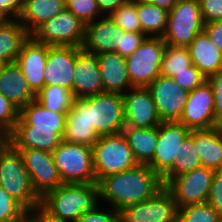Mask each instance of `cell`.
Returning a JSON list of instances; mask_svg holds the SVG:
<instances>
[{
    "label": "cell",
    "mask_w": 222,
    "mask_h": 222,
    "mask_svg": "<svg viewBox=\"0 0 222 222\" xmlns=\"http://www.w3.org/2000/svg\"><path fill=\"white\" fill-rule=\"evenodd\" d=\"M164 187L161 177L148 165L108 175L98 182L99 199L107 201L115 209L144 202Z\"/></svg>",
    "instance_id": "obj_1"
},
{
    "label": "cell",
    "mask_w": 222,
    "mask_h": 222,
    "mask_svg": "<svg viewBox=\"0 0 222 222\" xmlns=\"http://www.w3.org/2000/svg\"><path fill=\"white\" fill-rule=\"evenodd\" d=\"M98 200V183H63L41 198L40 207L53 218L74 222Z\"/></svg>",
    "instance_id": "obj_2"
},
{
    "label": "cell",
    "mask_w": 222,
    "mask_h": 222,
    "mask_svg": "<svg viewBox=\"0 0 222 222\" xmlns=\"http://www.w3.org/2000/svg\"><path fill=\"white\" fill-rule=\"evenodd\" d=\"M0 186L27 211L41 206V197L32 186L22 156L11 144L0 156Z\"/></svg>",
    "instance_id": "obj_3"
},
{
    "label": "cell",
    "mask_w": 222,
    "mask_h": 222,
    "mask_svg": "<svg viewBox=\"0 0 222 222\" xmlns=\"http://www.w3.org/2000/svg\"><path fill=\"white\" fill-rule=\"evenodd\" d=\"M96 183L138 165L123 133L104 135L92 146Z\"/></svg>",
    "instance_id": "obj_4"
},
{
    "label": "cell",
    "mask_w": 222,
    "mask_h": 222,
    "mask_svg": "<svg viewBox=\"0 0 222 222\" xmlns=\"http://www.w3.org/2000/svg\"><path fill=\"white\" fill-rule=\"evenodd\" d=\"M203 29L199 0H177L162 38L167 45L187 47Z\"/></svg>",
    "instance_id": "obj_5"
},
{
    "label": "cell",
    "mask_w": 222,
    "mask_h": 222,
    "mask_svg": "<svg viewBox=\"0 0 222 222\" xmlns=\"http://www.w3.org/2000/svg\"><path fill=\"white\" fill-rule=\"evenodd\" d=\"M52 155L63 183H96L92 147L62 141Z\"/></svg>",
    "instance_id": "obj_6"
},
{
    "label": "cell",
    "mask_w": 222,
    "mask_h": 222,
    "mask_svg": "<svg viewBox=\"0 0 222 222\" xmlns=\"http://www.w3.org/2000/svg\"><path fill=\"white\" fill-rule=\"evenodd\" d=\"M165 47L162 37L147 36L143 43L125 58L132 87H148L161 75Z\"/></svg>",
    "instance_id": "obj_7"
},
{
    "label": "cell",
    "mask_w": 222,
    "mask_h": 222,
    "mask_svg": "<svg viewBox=\"0 0 222 222\" xmlns=\"http://www.w3.org/2000/svg\"><path fill=\"white\" fill-rule=\"evenodd\" d=\"M31 36L50 46L82 47L85 24L66 8L39 26Z\"/></svg>",
    "instance_id": "obj_8"
},
{
    "label": "cell",
    "mask_w": 222,
    "mask_h": 222,
    "mask_svg": "<svg viewBox=\"0 0 222 222\" xmlns=\"http://www.w3.org/2000/svg\"><path fill=\"white\" fill-rule=\"evenodd\" d=\"M89 118L99 136L122 133L125 127L122 94L103 92L89 96Z\"/></svg>",
    "instance_id": "obj_9"
},
{
    "label": "cell",
    "mask_w": 222,
    "mask_h": 222,
    "mask_svg": "<svg viewBox=\"0 0 222 222\" xmlns=\"http://www.w3.org/2000/svg\"><path fill=\"white\" fill-rule=\"evenodd\" d=\"M215 170L199 167L174 177L165 187L172 193L178 208L207 202Z\"/></svg>",
    "instance_id": "obj_10"
},
{
    "label": "cell",
    "mask_w": 222,
    "mask_h": 222,
    "mask_svg": "<svg viewBox=\"0 0 222 222\" xmlns=\"http://www.w3.org/2000/svg\"><path fill=\"white\" fill-rule=\"evenodd\" d=\"M178 206L164 186L153 197L120 211V222H172L178 217Z\"/></svg>",
    "instance_id": "obj_11"
},
{
    "label": "cell",
    "mask_w": 222,
    "mask_h": 222,
    "mask_svg": "<svg viewBox=\"0 0 222 222\" xmlns=\"http://www.w3.org/2000/svg\"><path fill=\"white\" fill-rule=\"evenodd\" d=\"M191 130L179 121H162L158 126V140L152 160L147 164L162 177L178 160L181 144Z\"/></svg>",
    "instance_id": "obj_12"
},
{
    "label": "cell",
    "mask_w": 222,
    "mask_h": 222,
    "mask_svg": "<svg viewBox=\"0 0 222 222\" xmlns=\"http://www.w3.org/2000/svg\"><path fill=\"white\" fill-rule=\"evenodd\" d=\"M179 122L190 130H207L218 127L214 113V92L208 80L189 92Z\"/></svg>",
    "instance_id": "obj_13"
},
{
    "label": "cell",
    "mask_w": 222,
    "mask_h": 222,
    "mask_svg": "<svg viewBox=\"0 0 222 222\" xmlns=\"http://www.w3.org/2000/svg\"><path fill=\"white\" fill-rule=\"evenodd\" d=\"M36 193L42 198L48 191L63 184L52 152L39 149L18 150Z\"/></svg>",
    "instance_id": "obj_14"
},
{
    "label": "cell",
    "mask_w": 222,
    "mask_h": 222,
    "mask_svg": "<svg viewBox=\"0 0 222 222\" xmlns=\"http://www.w3.org/2000/svg\"><path fill=\"white\" fill-rule=\"evenodd\" d=\"M162 121H179L189 95L172 77L160 75L148 87Z\"/></svg>",
    "instance_id": "obj_15"
},
{
    "label": "cell",
    "mask_w": 222,
    "mask_h": 222,
    "mask_svg": "<svg viewBox=\"0 0 222 222\" xmlns=\"http://www.w3.org/2000/svg\"><path fill=\"white\" fill-rule=\"evenodd\" d=\"M122 95L124 101L125 127L152 128L162 122L147 87H132Z\"/></svg>",
    "instance_id": "obj_16"
},
{
    "label": "cell",
    "mask_w": 222,
    "mask_h": 222,
    "mask_svg": "<svg viewBox=\"0 0 222 222\" xmlns=\"http://www.w3.org/2000/svg\"><path fill=\"white\" fill-rule=\"evenodd\" d=\"M82 47L50 46L44 68V86L58 85L73 92L76 56Z\"/></svg>",
    "instance_id": "obj_17"
},
{
    "label": "cell",
    "mask_w": 222,
    "mask_h": 222,
    "mask_svg": "<svg viewBox=\"0 0 222 222\" xmlns=\"http://www.w3.org/2000/svg\"><path fill=\"white\" fill-rule=\"evenodd\" d=\"M49 45L36 41L31 35L23 42L16 58L29 87L36 94L44 87V68Z\"/></svg>",
    "instance_id": "obj_18"
},
{
    "label": "cell",
    "mask_w": 222,
    "mask_h": 222,
    "mask_svg": "<svg viewBox=\"0 0 222 222\" xmlns=\"http://www.w3.org/2000/svg\"><path fill=\"white\" fill-rule=\"evenodd\" d=\"M73 76L75 98H86L104 92L100 65L95 54L82 49L76 56Z\"/></svg>",
    "instance_id": "obj_19"
},
{
    "label": "cell",
    "mask_w": 222,
    "mask_h": 222,
    "mask_svg": "<svg viewBox=\"0 0 222 222\" xmlns=\"http://www.w3.org/2000/svg\"><path fill=\"white\" fill-rule=\"evenodd\" d=\"M100 136L91 127L89 118V97L75 98L67 112L63 141L92 147Z\"/></svg>",
    "instance_id": "obj_20"
},
{
    "label": "cell",
    "mask_w": 222,
    "mask_h": 222,
    "mask_svg": "<svg viewBox=\"0 0 222 222\" xmlns=\"http://www.w3.org/2000/svg\"><path fill=\"white\" fill-rule=\"evenodd\" d=\"M96 56L100 65L104 92L123 95L126 89L132 88L126 59L123 56L116 52H103Z\"/></svg>",
    "instance_id": "obj_21"
},
{
    "label": "cell",
    "mask_w": 222,
    "mask_h": 222,
    "mask_svg": "<svg viewBox=\"0 0 222 222\" xmlns=\"http://www.w3.org/2000/svg\"><path fill=\"white\" fill-rule=\"evenodd\" d=\"M120 28L110 16L103 15L85 25V39L82 49L88 53L100 54L103 52H115Z\"/></svg>",
    "instance_id": "obj_22"
},
{
    "label": "cell",
    "mask_w": 222,
    "mask_h": 222,
    "mask_svg": "<svg viewBox=\"0 0 222 222\" xmlns=\"http://www.w3.org/2000/svg\"><path fill=\"white\" fill-rule=\"evenodd\" d=\"M0 92L19 110L36 100V94L29 87L20 67L13 63H3L0 68Z\"/></svg>",
    "instance_id": "obj_23"
},
{
    "label": "cell",
    "mask_w": 222,
    "mask_h": 222,
    "mask_svg": "<svg viewBox=\"0 0 222 222\" xmlns=\"http://www.w3.org/2000/svg\"><path fill=\"white\" fill-rule=\"evenodd\" d=\"M64 132L15 126L10 133V143L16 150L39 149L53 152L63 141Z\"/></svg>",
    "instance_id": "obj_24"
},
{
    "label": "cell",
    "mask_w": 222,
    "mask_h": 222,
    "mask_svg": "<svg viewBox=\"0 0 222 222\" xmlns=\"http://www.w3.org/2000/svg\"><path fill=\"white\" fill-rule=\"evenodd\" d=\"M192 64L206 77L214 75L222 68V51L202 31L187 46Z\"/></svg>",
    "instance_id": "obj_25"
},
{
    "label": "cell",
    "mask_w": 222,
    "mask_h": 222,
    "mask_svg": "<svg viewBox=\"0 0 222 222\" xmlns=\"http://www.w3.org/2000/svg\"><path fill=\"white\" fill-rule=\"evenodd\" d=\"M67 112H52L36 100L20 109L15 126H32L34 129L65 131Z\"/></svg>",
    "instance_id": "obj_26"
},
{
    "label": "cell",
    "mask_w": 222,
    "mask_h": 222,
    "mask_svg": "<svg viewBox=\"0 0 222 222\" xmlns=\"http://www.w3.org/2000/svg\"><path fill=\"white\" fill-rule=\"evenodd\" d=\"M65 0H23L18 20L31 35L39 26L66 8Z\"/></svg>",
    "instance_id": "obj_27"
},
{
    "label": "cell",
    "mask_w": 222,
    "mask_h": 222,
    "mask_svg": "<svg viewBox=\"0 0 222 222\" xmlns=\"http://www.w3.org/2000/svg\"><path fill=\"white\" fill-rule=\"evenodd\" d=\"M194 145L200 156L202 167L222 170V131L220 127L194 130Z\"/></svg>",
    "instance_id": "obj_28"
},
{
    "label": "cell",
    "mask_w": 222,
    "mask_h": 222,
    "mask_svg": "<svg viewBox=\"0 0 222 222\" xmlns=\"http://www.w3.org/2000/svg\"><path fill=\"white\" fill-rule=\"evenodd\" d=\"M138 164L147 165L153 158L158 140V126L152 128L124 127L122 130Z\"/></svg>",
    "instance_id": "obj_29"
},
{
    "label": "cell",
    "mask_w": 222,
    "mask_h": 222,
    "mask_svg": "<svg viewBox=\"0 0 222 222\" xmlns=\"http://www.w3.org/2000/svg\"><path fill=\"white\" fill-rule=\"evenodd\" d=\"M30 35L18 19H7L0 25V61L13 63L23 42Z\"/></svg>",
    "instance_id": "obj_30"
},
{
    "label": "cell",
    "mask_w": 222,
    "mask_h": 222,
    "mask_svg": "<svg viewBox=\"0 0 222 222\" xmlns=\"http://www.w3.org/2000/svg\"><path fill=\"white\" fill-rule=\"evenodd\" d=\"M199 167H202V162L194 145V130H191L180 146L178 160H175L173 166L161 177L162 183L166 186L174 177Z\"/></svg>",
    "instance_id": "obj_31"
},
{
    "label": "cell",
    "mask_w": 222,
    "mask_h": 222,
    "mask_svg": "<svg viewBox=\"0 0 222 222\" xmlns=\"http://www.w3.org/2000/svg\"><path fill=\"white\" fill-rule=\"evenodd\" d=\"M169 11L157 5L137 0V14L140 21L141 33L151 37H162L168 21Z\"/></svg>",
    "instance_id": "obj_32"
},
{
    "label": "cell",
    "mask_w": 222,
    "mask_h": 222,
    "mask_svg": "<svg viewBox=\"0 0 222 222\" xmlns=\"http://www.w3.org/2000/svg\"><path fill=\"white\" fill-rule=\"evenodd\" d=\"M36 101L52 112H68L75 101L72 91L58 85L44 86L36 93Z\"/></svg>",
    "instance_id": "obj_33"
},
{
    "label": "cell",
    "mask_w": 222,
    "mask_h": 222,
    "mask_svg": "<svg viewBox=\"0 0 222 222\" xmlns=\"http://www.w3.org/2000/svg\"><path fill=\"white\" fill-rule=\"evenodd\" d=\"M192 60L187 47H175L166 44L162 57L161 75L172 77L175 73L187 70Z\"/></svg>",
    "instance_id": "obj_34"
},
{
    "label": "cell",
    "mask_w": 222,
    "mask_h": 222,
    "mask_svg": "<svg viewBox=\"0 0 222 222\" xmlns=\"http://www.w3.org/2000/svg\"><path fill=\"white\" fill-rule=\"evenodd\" d=\"M178 218L182 222H220V214L208 202L179 208Z\"/></svg>",
    "instance_id": "obj_35"
},
{
    "label": "cell",
    "mask_w": 222,
    "mask_h": 222,
    "mask_svg": "<svg viewBox=\"0 0 222 222\" xmlns=\"http://www.w3.org/2000/svg\"><path fill=\"white\" fill-rule=\"evenodd\" d=\"M115 24L125 32H141L137 14V0H131L109 15Z\"/></svg>",
    "instance_id": "obj_36"
},
{
    "label": "cell",
    "mask_w": 222,
    "mask_h": 222,
    "mask_svg": "<svg viewBox=\"0 0 222 222\" xmlns=\"http://www.w3.org/2000/svg\"><path fill=\"white\" fill-rule=\"evenodd\" d=\"M65 5L85 25L102 15L96 0H66Z\"/></svg>",
    "instance_id": "obj_37"
},
{
    "label": "cell",
    "mask_w": 222,
    "mask_h": 222,
    "mask_svg": "<svg viewBox=\"0 0 222 222\" xmlns=\"http://www.w3.org/2000/svg\"><path fill=\"white\" fill-rule=\"evenodd\" d=\"M27 210L0 186V222H16Z\"/></svg>",
    "instance_id": "obj_38"
},
{
    "label": "cell",
    "mask_w": 222,
    "mask_h": 222,
    "mask_svg": "<svg viewBox=\"0 0 222 222\" xmlns=\"http://www.w3.org/2000/svg\"><path fill=\"white\" fill-rule=\"evenodd\" d=\"M146 37L141 32H125L123 29H120L115 52L127 58L143 43Z\"/></svg>",
    "instance_id": "obj_39"
},
{
    "label": "cell",
    "mask_w": 222,
    "mask_h": 222,
    "mask_svg": "<svg viewBox=\"0 0 222 222\" xmlns=\"http://www.w3.org/2000/svg\"><path fill=\"white\" fill-rule=\"evenodd\" d=\"M172 78L187 92H191L197 86H200L207 78L199 71L195 65L187 67V70L175 73Z\"/></svg>",
    "instance_id": "obj_40"
},
{
    "label": "cell",
    "mask_w": 222,
    "mask_h": 222,
    "mask_svg": "<svg viewBox=\"0 0 222 222\" xmlns=\"http://www.w3.org/2000/svg\"><path fill=\"white\" fill-rule=\"evenodd\" d=\"M20 110L0 92V127L9 133L19 119Z\"/></svg>",
    "instance_id": "obj_41"
},
{
    "label": "cell",
    "mask_w": 222,
    "mask_h": 222,
    "mask_svg": "<svg viewBox=\"0 0 222 222\" xmlns=\"http://www.w3.org/2000/svg\"><path fill=\"white\" fill-rule=\"evenodd\" d=\"M99 203L96 204L91 210L83 213L74 222H120V211L114 207L111 211L105 212L101 208ZM110 212V213H109Z\"/></svg>",
    "instance_id": "obj_42"
},
{
    "label": "cell",
    "mask_w": 222,
    "mask_h": 222,
    "mask_svg": "<svg viewBox=\"0 0 222 222\" xmlns=\"http://www.w3.org/2000/svg\"><path fill=\"white\" fill-rule=\"evenodd\" d=\"M214 92V113L217 125L222 124V68L207 78Z\"/></svg>",
    "instance_id": "obj_43"
},
{
    "label": "cell",
    "mask_w": 222,
    "mask_h": 222,
    "mask_svg": "<svg viewBox=\"0 0 222 222\" xmlns=\"http://www.w3.org/2000/svg\"><path fill=\"white\" fill-rule=\"evenodd\" d=\"M204 24L222 20V0H199Z\"/></svg>",
    "instance_id": "obj_44"
},
{
    "label": "cell",
    "mask_w": 222,
    "mask_h": 222,
    "mask_svg": "<svg viewBox=\"0 0 222 222\" xmlns=\"http://www.w3.org/2000/svg\"><path fill=\"white\" fill-rule=\"evenodd\" d=\"M207 202L222 214V170L215 171Z\"/></svg>",
    "instance_id": "obj_45"
},
{
    "label": "cell",
    "mask_w": 222,
    "mask_h": 222,
    "mask_svg": "<svg viewBox=\"0 0 222 222\" xmlns=\"http://www.w3.org/2000/svg\"><path fill=\"white\" fill-rule=\"evenodd\" d=\"M22 2L23 0H0V14L6 19H18L22 11Z\"/></svg>",
    "instance_id": "obj_46"
},
{
    "label": "cell",
    "mask_w": 222,
    "mask_h": 222,
    "mask_svg": "<svg viewBox=\"0 0 222 222\" xmlns=\"http://www.w3.org/2000/svg\"><path fill=\"white\" fill-rule=\"evenodd\" d=\"M203 31L217 48L222 51V20L205 23Z\"/></svg>",
    "instance_id": "obj_47"
},
{
    "label": "cell",
    "mask_w": 222,
    "mask_h": 222,
    "mask_svg": "<svg viewBox=\"0 0 222 222\" xmlns=\"http://www.w3.org/2000/svg\"><path fill=\"white\" fill-rule=\"evenodd\" d=\"M96 1L101 14L105 13L104 15L106 16V14L108 13L107 16H109L120 6L128 3L131 0H96Z\"/></svg>",
    "instance_id": "obj_48"
},
{
    "label": "cell",
    "mask_w": 222,
    "mask_h": 222,
    "mask_svg": "<svg viewBox=\"0 0 222 222\" xmlns=\"http://www.w3.org/2000/svg\"><path fill=\"white\" fill-rule=\"evenodd\" d=\"M28 212L37 220V222H66V221H62L60 219L51 217L41 207H37Z\"/></svg>",
    "instance_id": "obj_49"
},
{
    "label": "cell",
    "mask_w": 222,
    "mask_h": 222,
    "mask_svg": "<svg viewBox=\"0 0 222 222\" xmlns=\"http://www.w3.org/2000/svg\"><path fill=\"white\" fill-rule=\"evenodd\" d=\"M149 4L157 5L162 9L170 11L173 6L176 4L177 0H143Z\"/></svg>",
    "instance_id": "obj_50"
},
{
    "label": "cell",
    "mask_w": 222,
    "mask_h": 222,
    "mask_svg": "<svg viewBox=\"0 0 222 222\" xmlns=\"http://www.w3.org/2000/svg\"><path fill=\"white\" fill-rule=\"evenodd\" d=\"M10 144V136H0V156Z\"/></svg>",
    "instance_id": "obj_51"
},
{
    "label": "cell",
    "mask_w": 222,
    "mask_h": 222,
    "mask_svg": "<svg viewBox=\"0 0 222 222\" xmlns=\"http://www.w3.org/2000/svg\"><path fill=\"white\" fill-rule=\"evenodd\" d=\"M16 222H37V220L27 211L18 221Z\"/></svg>",
    "instance_id": "obj_52"
},
{
    "label": "cell",
    "mask_w": 222,
    "mask_h": 222,
    "mask_svg": "<svg viewBox=\"0 0 222 222\" xmlns=\"http://www.w3.org/2000/svg\"><path fill=\"white\" fill-rule=\"evenodd\" d=\"M0 136H10V133L7 131H4L1 127H0Z\"/></svg>",
    "instance_id": "obj_53"
},
{
    "label": "cell",
    "mask_w": 222,
    "mask_h": 222,
    "mask_svg": "<svg viewBox=\"0 0 222 222\" xmlns=\"http://www.w3.org/2000/svg\"><path fill=\"white\" fill-rule=\"evenodd\" d=\"M7 20L2 14H0V25Z\"/></svg>",
    "instance_id": "obj_54"
},
{
    "label": "cell",
    "mask_w": 222,
    "mask_h": 222,
    "mask_svg": "<svg viewBox=\"0 0 222 222\" xmlns=\"http://www.w3.org/2000/svg\"><path fill=\"white\" fill-rule=\"evenodd\" d=\"M172 222H182L178 217L174 219Z\"/></svg>",
    "instance_id": "obj_55"
}]
</instances>
